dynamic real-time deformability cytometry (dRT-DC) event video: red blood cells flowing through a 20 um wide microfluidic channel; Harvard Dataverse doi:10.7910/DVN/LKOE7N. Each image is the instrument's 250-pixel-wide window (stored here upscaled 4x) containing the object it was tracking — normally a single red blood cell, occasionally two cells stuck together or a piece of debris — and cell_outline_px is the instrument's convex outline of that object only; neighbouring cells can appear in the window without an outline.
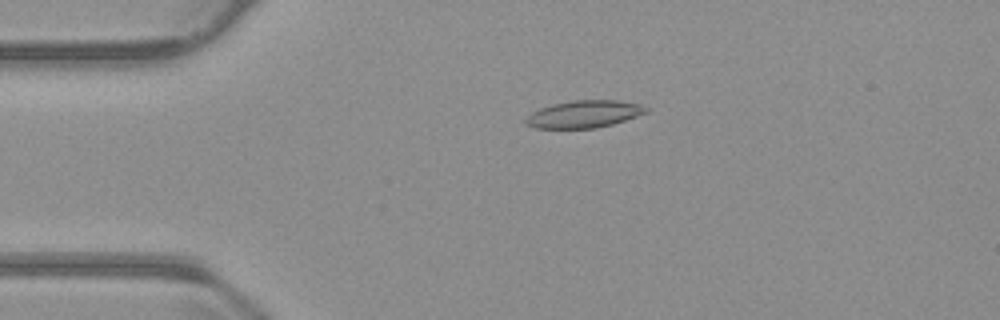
{"species": "common noctule bat (a hibernating species)", "species_latin": "Nyctalus noctula", "temperature_condition": "warm", "stored_images_in_passage": 45, "camera_frame_rate_fps": 3000, "um_per_image_px": 0.085, "animal": {"sex": "male", "body_mass_g": 23.1, "forearm_length_mm": 52.7}, "frame": {"image": 1, "passage_image": 3, "time_ms": 0.667, "image_size_px": [1000, 320], "cell_outline_px": [[648, 112], [612, 124], [596, 128], [536, 128], [524, 124], [524, 120], [532, 112], [540, 108], [552, 104], [572, 100], [620, 100], [640, 104], [648, 108]], "centroid_in_image_um": [49.63, 9.69], "position_along_channel_um": 35.4, "area_um2": 19.13}}
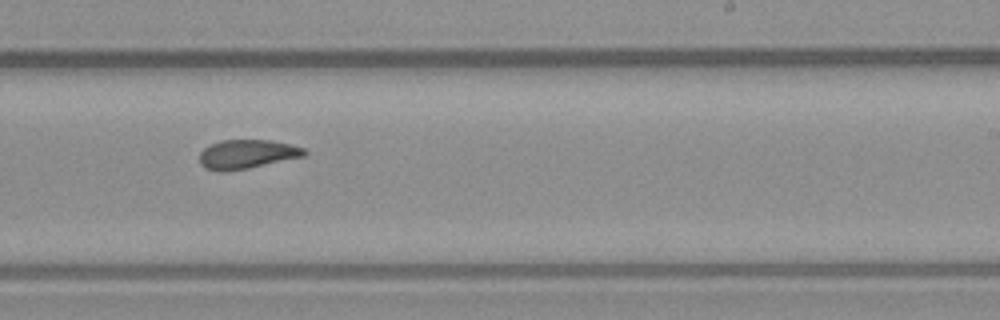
{"frame": {"image": 2, "passage_image": 24, "time_ms": 7.667, "image_size_px": [1000, 320], "cell_outline_px": [[308, 152], [304, 156], [248, 168], [224, 172], [220, 172], [204, 168], [200, 164], [200, 152], [204, 148], [220, 140], [272, 140], [304, 148]], "centroid_in_image_um": [20.96, 13.11], "position_along_channel_um": 268.0, "area_um2": 17.69}}
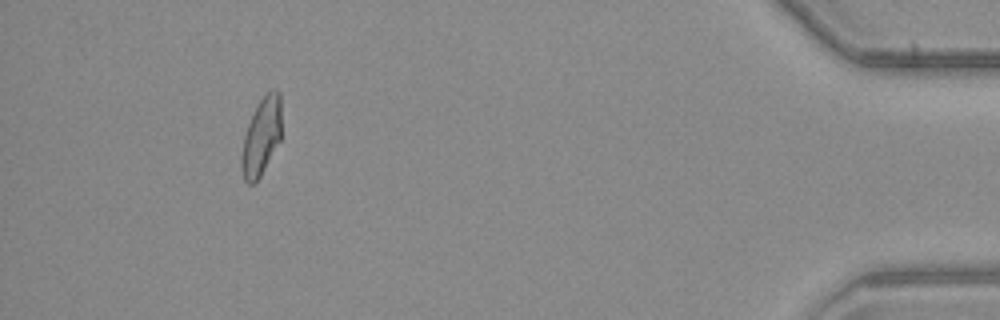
{"frame": {"image": 3, "passage_image": 41, "time_ms": 13.333, "image_size_px": [1000, 320], "cell_outline_px": [[280, 140], [260, 176], [252, 184], [248, 184], [244, 180], [240, 164], [240, 160], [244, 136], [248, 124], [260, 100], [272, 88], [276, 88], [280, 92]], "centroid_in_image_um": [22.2, 11.61], "position_along_channel_um": 413.0, "area_um2": 17.74}, "authors_computed_cell_mechanics": {"area_um2": 18.2648, "velocity_mm_per_s": 3.8111, "shape_relaxation_time_tau1_ms": 10.0134, "shape_relaxation_time_tau2_ms": 2.8281, "deformation_change_tau1": 0.2268, "deformation_change_tau2": 0.1012}}